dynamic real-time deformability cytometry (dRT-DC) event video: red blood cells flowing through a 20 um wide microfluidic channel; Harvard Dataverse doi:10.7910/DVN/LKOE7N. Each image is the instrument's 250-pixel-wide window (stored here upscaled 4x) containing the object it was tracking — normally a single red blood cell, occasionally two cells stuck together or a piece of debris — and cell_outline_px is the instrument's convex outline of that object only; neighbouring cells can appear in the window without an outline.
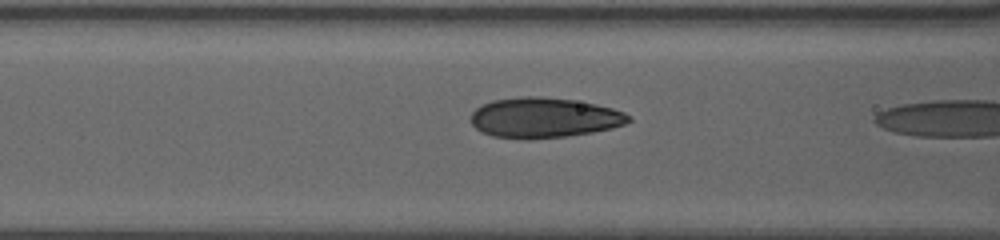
{"species": "human", "species_latin": "Homo sapiens", "temperature_condition": "warm", "stored_images_in_passage": 25, "segment_of_instrument_passage": [2, 2], "camera_frame_rate_fps": 3000, "um_per_image_px": 0.085, "donor": {"sex": "female"}, "frame": {"image": 1, "passage_image": 24, "time_ms": 7.667, "image_size_px": [1000, 240], "cell_outline_px": [[632, 120], [624, 124], [612, 128], [592, 132], [564, 136], [528, 140], [492, 136], [480, 132], [472, 124], [472, 112], [476, 108], [492, 100], [524, 96], [536, 96], [572, 100], [596, 104], [612, 108], [624, 112]], "centroid_in_image_um": [46.22, 10.01], "position_along_channel_um": 120.4, "area_um2": 36.82}}